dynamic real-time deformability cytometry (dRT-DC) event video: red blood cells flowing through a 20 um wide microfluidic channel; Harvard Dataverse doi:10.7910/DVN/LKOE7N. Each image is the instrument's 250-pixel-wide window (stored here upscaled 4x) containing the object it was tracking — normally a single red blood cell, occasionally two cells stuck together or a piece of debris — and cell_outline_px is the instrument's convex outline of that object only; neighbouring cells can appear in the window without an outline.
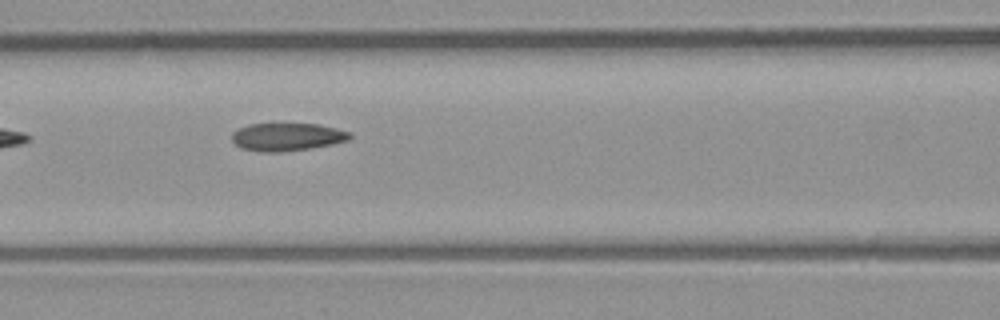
{"species": "common noctule bat (a hibernating species)", "species_latin": "Nyctalus noctula", "temperature_condition": "room temperature", "stored_images_in_passage": 8, "camera_frame_rate_fps": 3000, "um_per_image_px": 0.085, "animal": {"sex": "male", "body_mass_g": 23.1, "forearm_length_mm": 52.7}, "frame": {"image": 1, "passage_image": 6, "time_ms": 1.667, "image_size_px": [1000, 320], "cell_outline_px": [[352, 136], [348, 140], [332, 144], [308, 148], [280, 152], [260, 152], [240, 148], [232, 140], [232, 132], [248, 124], [320, 124], [352, 132]], "centroid_in_image_um": [24.4, 11.63], "position_along_channel_um": 142.2, "area_um2": 19.13}}
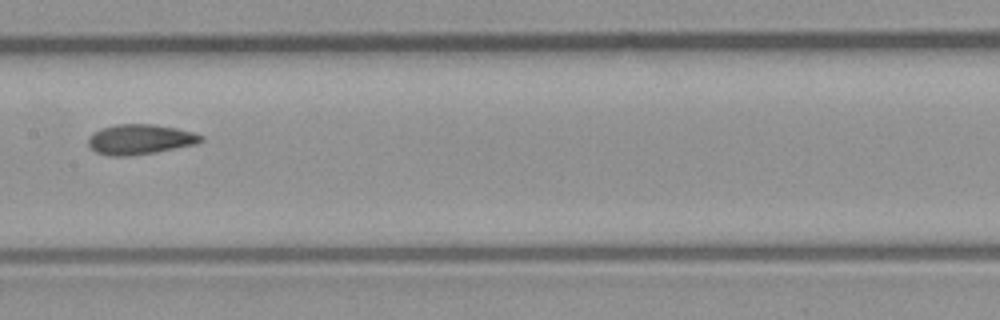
{"frame": {"image": 2, "passage_image": 7, "time_ms": 2.0, "image_size_px": [1000, 320], "cell_outline_px": [[204, 140], [196, 144], [156, 152], [128, 156], [108, 156], [96, 152], [88, 144], [88, 140], [92, 132], [100, 128], [116, 124], [152, 124], [176, 128], [192, 132], [204, 136]], "centroid_in_image_um": [11.89, 11.84], "position_along_channel_um": 195.5, "area_um2": 19.83}}
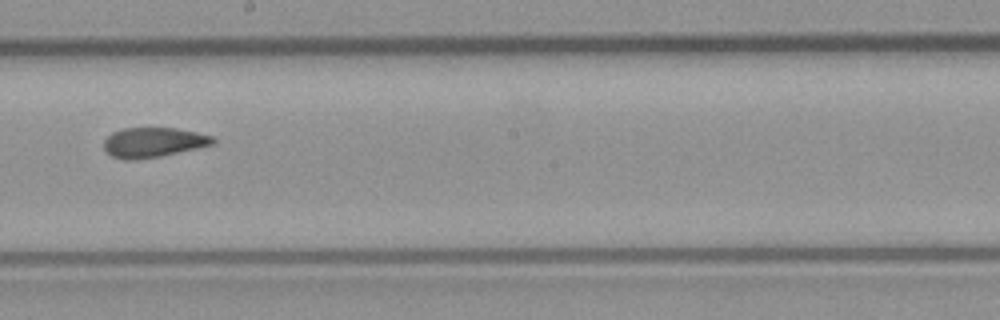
{"frame": {"image": 3, "passage_image": 8, "time_ms": 2.333, "image_size_px": [1000, 320], "cell_outline_px": [[216, 140], [212, 144], [196, 148], [160, 156], [136, 160], [124, 160], [112, 156], [104, 148], [104, 140], [112, 132], [124, 128], [176, 128], [196, 132], [212, 136]], "centroid_in_image_um": [13.0, 12.1], "position_along_channel_um": 235.2, "area_um2": 18.79}}